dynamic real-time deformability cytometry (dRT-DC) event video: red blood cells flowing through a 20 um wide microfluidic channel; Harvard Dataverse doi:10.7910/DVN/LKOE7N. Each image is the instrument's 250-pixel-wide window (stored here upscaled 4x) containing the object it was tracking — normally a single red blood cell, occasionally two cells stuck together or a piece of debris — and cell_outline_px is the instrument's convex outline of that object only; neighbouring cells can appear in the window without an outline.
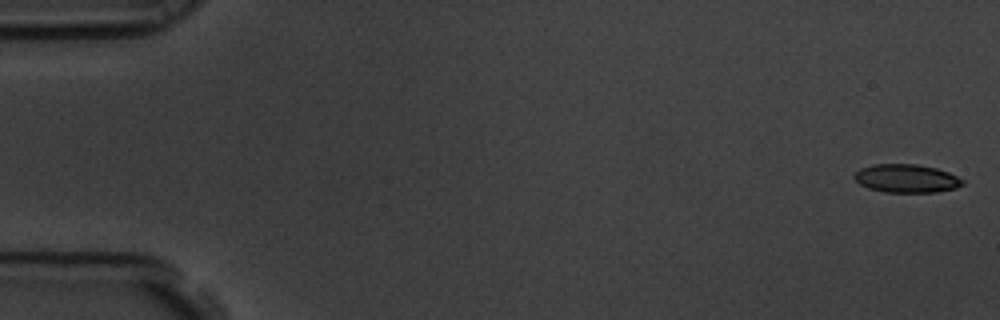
{"species": "common noctule bat (a hibernating species)", "species_latin": "Nyctalus noctula", "temperature_condition": "room temperature", "stored_images_in_passage": 55, "camera_frame_rate_fps": 3000, "um_per_image_px": 0.085, "animal": {"sex": "male", "body_mass_g": 19.5, "forearm_length_mm": 54.6}, "frame": {"image": 1, "passage_image": 1, "time_ms": 0.0, "image_size_px": [1000, 320], "cell_outline_px": [[964, 184], [956, 188], [936, 192], [884, 192], [868, 188], [860, 184], [852, 176], [860, 168], [872, 164], [916, 164], [936, 168], [948, 172], [964, 180]], "centroid_in_image_um": [77.04, 15.16], "position_along_channel_um": 8.0, "area_um2": 17.92}}
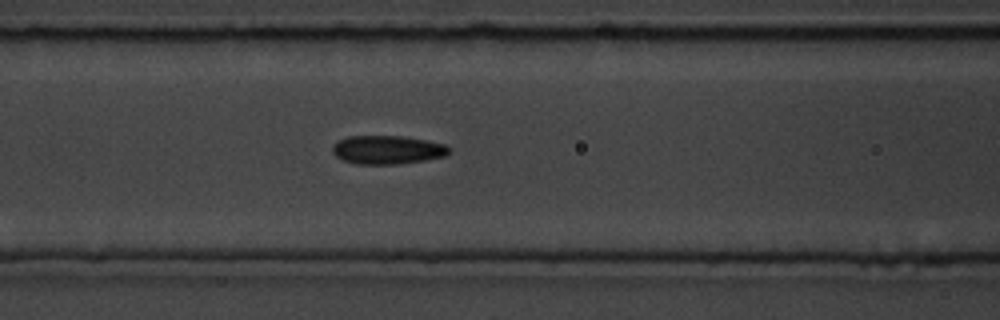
{"frame": {"image": 2, "passage_image": 24, "time_ms": 7.667, "image_size_px": [1000, 320], "cell_outline_px": [[452, 152], [444, 156], [424, 160], [400, 164], [356, 164], [344, 160], [336, 156], [332, 152], [332, 148], [340, 140], [348, 136], [400, 136], [424, 140], [444, 144], [452, 148]], "centroid_in_image_um": [32.96, 12.74], "position_along_channel_um": 133.6, "area_um2": 19.31}}
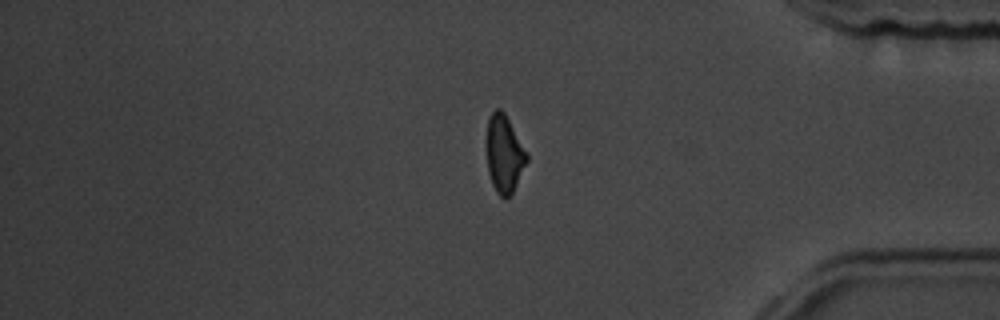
{"frame": {"image": 3, "passage_image": 48, "time_ms": 15.667, "image_size_px": [1000, 320], "cell_outline_px": [[528, 160], [512, 192], [504, 200], [496, 192], [492, 184], [488, 172], [488, 116], [496, 108], [500, 108], [504, 112], [528, 156]], "centroid_in_image_um": [42.86, 13.1], "position_along_channel_um": 392.3, "area_um2": 17.57}}